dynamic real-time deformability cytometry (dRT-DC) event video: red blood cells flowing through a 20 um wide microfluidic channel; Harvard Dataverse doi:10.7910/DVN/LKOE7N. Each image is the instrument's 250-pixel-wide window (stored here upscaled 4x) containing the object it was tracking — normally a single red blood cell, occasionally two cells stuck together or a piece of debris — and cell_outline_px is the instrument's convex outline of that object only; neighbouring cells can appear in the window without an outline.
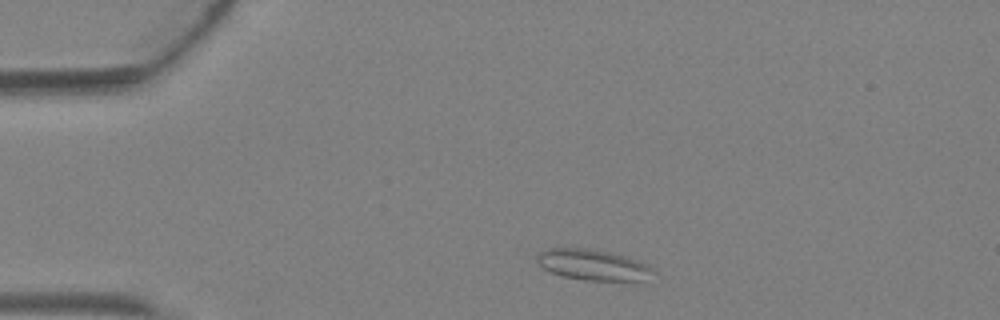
{"species": "Egyptian fruit bat (a non-hibernating species)", "species_latin": "Rousettus aegyptiacus", "temperature_condition": "warm", "stored_images_in_passage": 2, "camera_frame_rate_fps": 3000, "um_per_image_px": 0.085, "animal": {"sex": "female"}, "frame": {"image": 1, "passage_image": 1, "time_ms": 0.0, "image_size_px": [1000, 320], "cell_outline_px": [[656, 272], [640, 280], [584, 280], [564, 276], [552, 272], [544, 268], [536, 260], [536, 256], [544, 248], [588, 248], [608, 252], [640, 260], [652, 268]], "centroid_in_image_um": [50.37, 22.49], "position_along_channel_um": 34.6, "area_um2": 20.58}}